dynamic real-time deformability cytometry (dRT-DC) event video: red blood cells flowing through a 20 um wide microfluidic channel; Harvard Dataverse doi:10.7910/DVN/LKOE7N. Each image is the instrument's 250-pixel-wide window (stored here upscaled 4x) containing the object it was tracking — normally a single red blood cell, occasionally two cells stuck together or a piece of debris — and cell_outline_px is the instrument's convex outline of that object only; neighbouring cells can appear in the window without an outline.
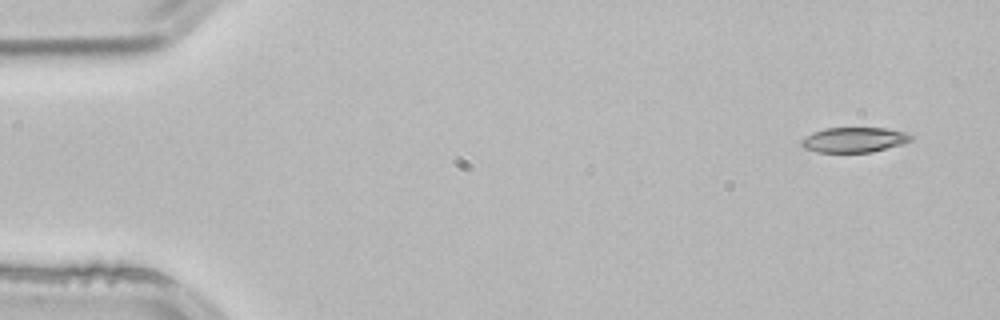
{"species": "common noctule bat (a hibernating species)", "species_latin": "Nyctalus noctula", "temperature_condition": "room temperature", "stored_images_in_passage": 3, "camera_frame_rate_fps": 3000, "um_per_image_px": 0.085, "animal": {"sex": "male", "body_mass_g": 21.5, "forearm_length_mm": 52.0}, "frame": {"image": 1, "passage_image": 1, "time_ms": 0.0, "image_size_px": [1000, 320], "cell_outline_px": [[912, 140], [904, 144], [872, 152], [816, 152], [804, 148], [800, 144], [800, 140], [804, 136], [812, 132], [824, 128], [884, 128], [904, 132], [912, 136]], "centroid_in_image_um": [72.56, 11.88], "position_along_channel_um": 12.4, "area_um2": 16.13}}
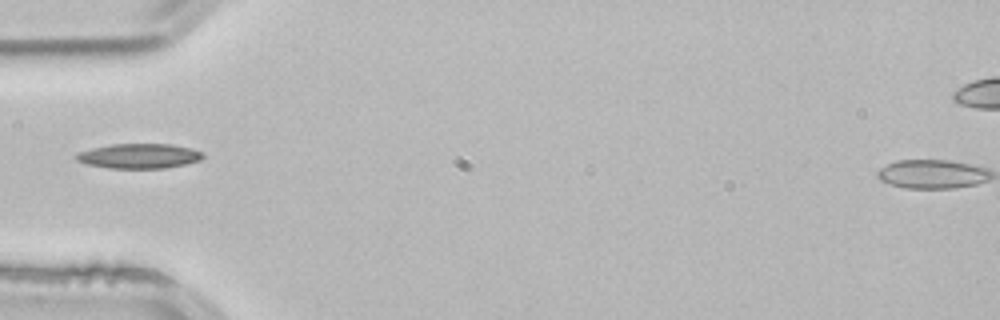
{"frame": {"image": 2, "passage_image": 3, "time_ms": 0.667, "image_size_px": [1000, 320], "cell_outline_px": [[204, 156], [200, 160], [184, 164], [164, 168], [108, 168], [88, 164], [76, 160], [76, 156], [80, 152], [92, 148], [112, 144], [172, 144], [192, 148], [204, 152]], "centroid_in_image_um": [11.87, 13.25], "position_along_channel_um": 73.1, "area_um2": 18.21}}